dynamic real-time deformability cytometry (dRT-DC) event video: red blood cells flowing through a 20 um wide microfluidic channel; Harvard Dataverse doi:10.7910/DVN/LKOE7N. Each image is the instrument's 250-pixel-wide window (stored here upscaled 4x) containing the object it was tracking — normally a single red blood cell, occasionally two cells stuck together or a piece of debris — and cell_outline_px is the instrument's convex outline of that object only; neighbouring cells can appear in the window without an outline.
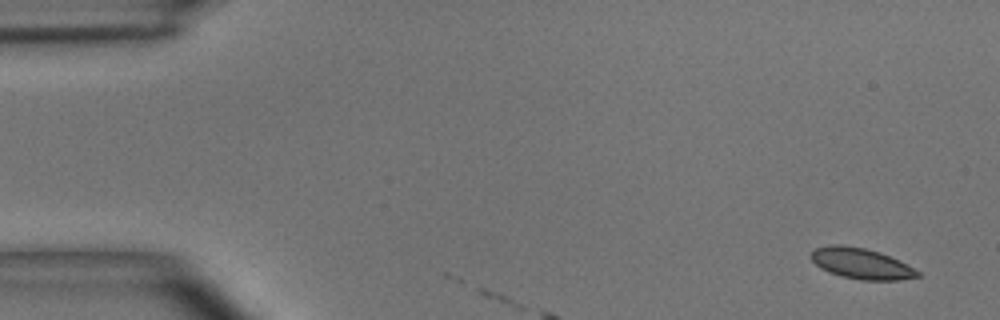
{"species": "common noctule bat (a hibernating species)", "species_latin": "Nyctalus noctula", "temperature_condition": "room temperature", "stored_images_in_passage": 3, "camera_frame_rate_fps": 3000, "um_per_image_px": 0.085, "animal": {"sex": "male", "body_mass_g": 15.6}, "frame": {"image": 1, "passage_image": 1, "time_ms": 0.0, "image_size_px": [1000, 320], "cell_outline_px": [[920, 276], [900, 280], [860, 280], [840, 276], [828, 272], [820, 268], [808, 256], [816, 248], [832, 244], [840, 244], [864, 248], [880, 252], [900, 260], [920, 272]], "centroid_in_image_um": [73.19, 22.4], "position_along_channel_um": 11.8, "area_um2": 19.25}}